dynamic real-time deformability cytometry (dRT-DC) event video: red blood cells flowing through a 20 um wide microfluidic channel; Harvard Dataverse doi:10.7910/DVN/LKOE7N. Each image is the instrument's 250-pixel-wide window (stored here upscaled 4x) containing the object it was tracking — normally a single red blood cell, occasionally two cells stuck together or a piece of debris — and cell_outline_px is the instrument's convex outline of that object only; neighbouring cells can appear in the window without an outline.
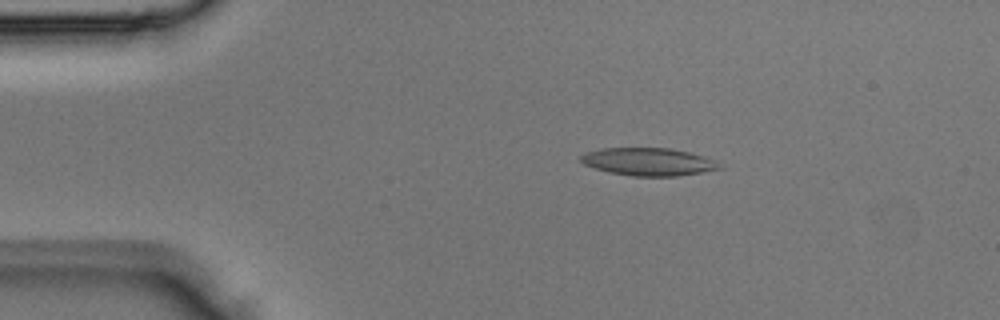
{"species": "Egyptian fruit bat (a non-hibernating species)", "species_latin": "Rousettus aegyptiacus", "temperature_condition": "room temperature", "stored_images_in_passage": 4, "camera_frame_rate_fps": 3000, "um_per_image_px": 0.085, "animal": {"sex": "male"}, "frame": {"image": 1, "passage_image": 3, "time_ms": 0.667, "image_size_px": [1000, 320], "cell_outline_px": [[724, 168], [676, 176], [632, 176], [608, 172], [584, 164], [580, 160], [580, 156], [588, 152], [600, 148], [672, 148], [704, 156], [716, 160], [724, 164]], "centroid_in_image_um": [55.17, 13.75], "position_along_channel_um": 29.8, "area_um2": 22.48}}